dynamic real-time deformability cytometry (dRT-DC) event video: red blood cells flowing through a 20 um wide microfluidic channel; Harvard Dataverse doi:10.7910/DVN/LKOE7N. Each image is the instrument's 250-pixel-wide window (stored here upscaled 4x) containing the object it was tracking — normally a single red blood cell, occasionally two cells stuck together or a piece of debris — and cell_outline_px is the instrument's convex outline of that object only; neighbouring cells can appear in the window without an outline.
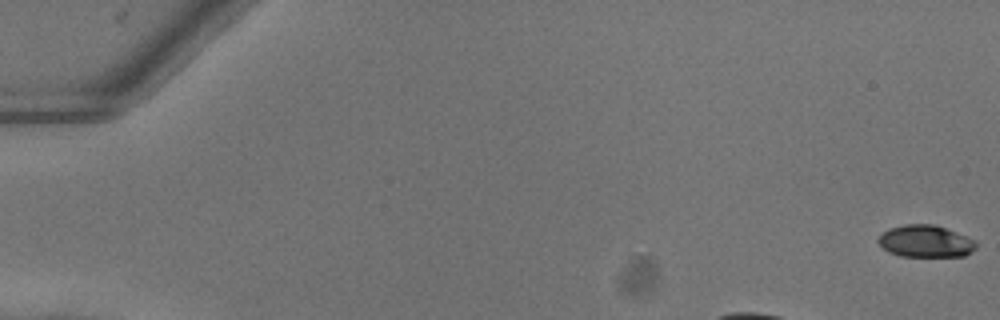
{"species": "common noctule bat (a hibernating species)", "species_latin": "Nyctalus noctula", "temperature_condition": "warm", "stored_images_in_passage": 49, "camera_frame_rate_fps": 3000, "um_per_image_px": 0.085, "animal": {"sex": "female"}, "frame": {"image": 1, "passage_image": 1, "time_ms": 0.0, "image_size_px": [1000, 320], "cell_outline_px": [[976, 248], [972, 252], [964, 256], [900, 256], [888, 252], [876, 240], [888, 228], [904, 224], [936, 224], [976, 240]], "centroid_in_image_um": [78.68, 20.5], "position_along_channel_um": 6.3, "area_um2": 18.38}}
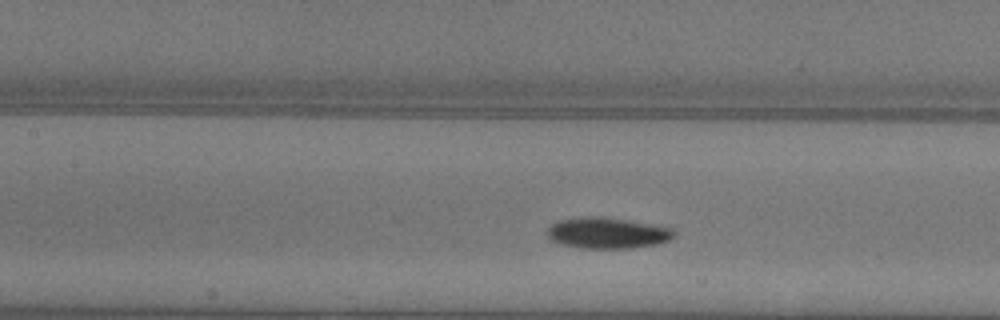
{"frame": {"image": 2, "passage_image": 20, "time_ms": 6.333, "image_size_px": [1000, 320], "cell_outline_px": [[676, 232], [668, 240], [656, 244], [632, 248], [580, 248], [548, 240], [548, 228], [552, 224], [560, 220], [584, 216], [600, 216], [672, 228]], "centroid_in_image_um": [51.58, 19.81], "position_along_channel_um": 155.8, "area_um2": 22.6}}
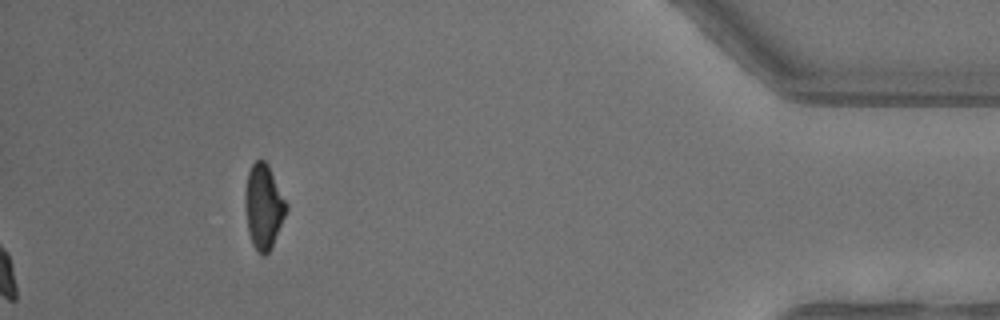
{"frame": {"image": 3, "passage_image": 49, "time_ms": 16.0, "image_size_px": [1000, 320], "cell_outline_px": [[288, 208], [272, 244], [268, 252], [264, 256], [252, 244], [248, 232], [244, 204], [244, 192], [248, 172], [252, 164], [260, 156], [268, 164], [288, 204]], "centroid_in_image_um": [22.38, 17.48], "position_along_channel_um": 412.8, "area_um2": 20.29}, "authors_computed_cell_mechanics": {"area_um2": 21.3282, "velocity_mm_per_s": 3.9959, "shape_relaxation_time_tau1_ms": 2.5497, "shape_relaxation_time_tau2_ms": null, "deformation_change_tau1": 0.119, "deformation_change_tau2": null}}